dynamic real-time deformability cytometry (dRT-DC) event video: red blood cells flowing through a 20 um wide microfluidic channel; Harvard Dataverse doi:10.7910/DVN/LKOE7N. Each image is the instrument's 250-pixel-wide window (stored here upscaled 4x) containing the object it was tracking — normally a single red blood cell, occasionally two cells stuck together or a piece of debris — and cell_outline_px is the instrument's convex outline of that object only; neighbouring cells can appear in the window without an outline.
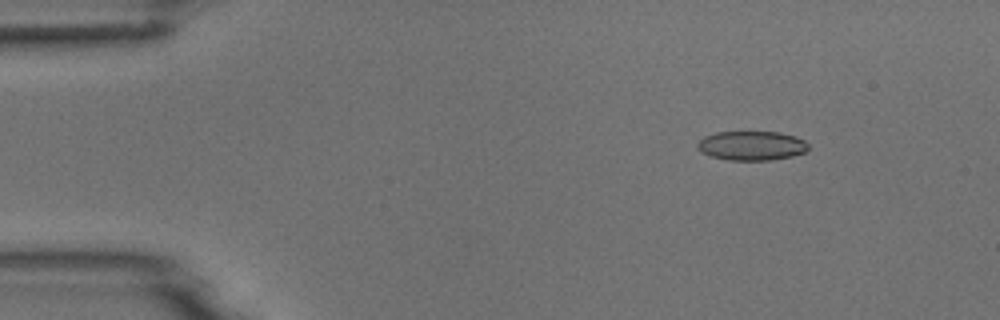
{"species": "common noctule bat (a hibernating species)", "species_latin": "Nyctalus noctula", "temperature_condition": "room temperature", "stored_images_in_passage": 7, "camera_frame_rate_fps": 3000, "um_per_image_px": 0.085, "animal": {"sex": "male", "body_mass_g": 18.8}, "frame": {"image": 1, "passage_image": 2, "time_ms": 2.0, "image_size_px": [1000, 320], "cell_outline_px": [[808, 148], [804, 152], [792, 156], [772, 160], [728, 160], [712, 156], [700, 152], [696, 148], [696, 144], [704, 136], [716, 132], [780, 132], [796, 136], [804, 140], [808, 144]], "centroid_in_image_um": [63.87, 12.38], "position_along_channel_um": 21.1, "area_um2": 19.02}}
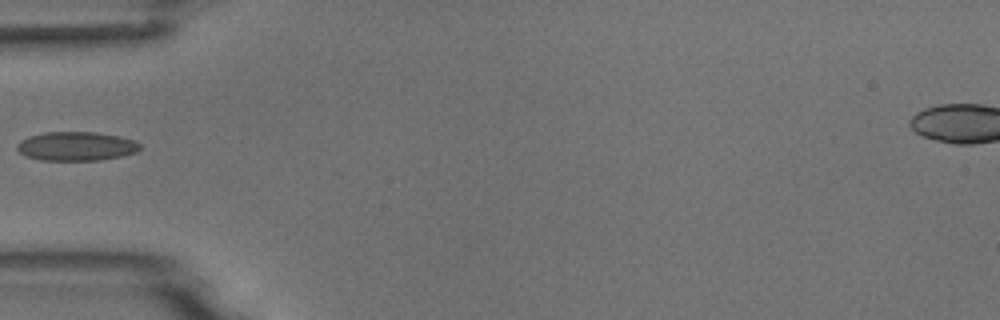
{"frame": {"image": 2, "passage_image": 5, "time_ms": 5.667, "image_size_px": [1000, 320], "cell_outline_px": [[140, 148], [136, 152], [120, 156], [100, 160], [40, 160], [24, 156], [16, 148], [16, 144], [20, 140], [28, 136], [44, 132], [96, 132], [120, 136], [136, 140], [140, 144]], "centroid_in_image_um": [6.46, 12.42], "position_along_channel_um": 78.5, "area_um2": 20.92}}